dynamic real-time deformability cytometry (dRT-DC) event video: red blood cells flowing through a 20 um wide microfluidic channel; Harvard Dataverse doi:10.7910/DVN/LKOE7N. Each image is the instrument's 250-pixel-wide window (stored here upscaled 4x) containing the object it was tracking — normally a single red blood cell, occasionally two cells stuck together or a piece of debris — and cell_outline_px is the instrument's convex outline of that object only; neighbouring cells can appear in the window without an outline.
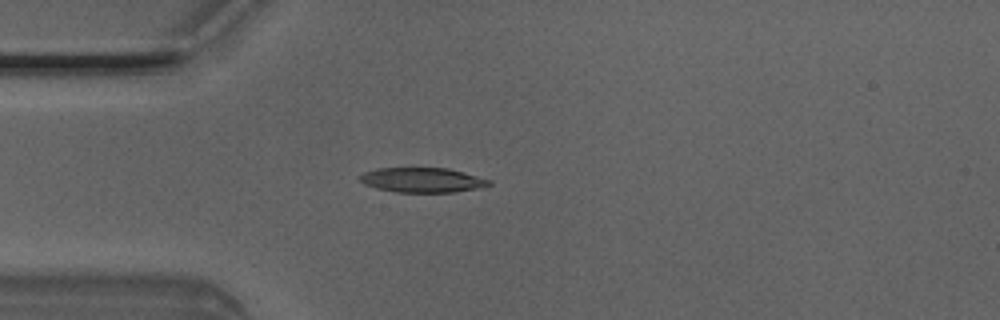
{"species": "Egyptian fruit bat (a non-hibernating species)", "species_latin": "Rousettus aegyptiacus", "temperature_condition": "room temperature", "stored_images_in_passage": 4, "camera_frame_rate_fps": 3000, "um_per_image_px": 0.085, "animal": {"sex": "male"}, "frame": {"image": 1, "passage_image": 4, "time_ms": 1.0, "image_size_px": [1000, 320], "cell_outline_px": [[492, 184], [480, 188], [456, 192], [396, 192], [376, 188], [364, 184], [360, 180], [360, 176], [364, 172], [376, 168], [448, 168], [464, 172], [492, 180]], "centroid_in_image_um": [35.93, 15.3], "position_along_channel_um": 49.1, "area_um2": 18.73}}